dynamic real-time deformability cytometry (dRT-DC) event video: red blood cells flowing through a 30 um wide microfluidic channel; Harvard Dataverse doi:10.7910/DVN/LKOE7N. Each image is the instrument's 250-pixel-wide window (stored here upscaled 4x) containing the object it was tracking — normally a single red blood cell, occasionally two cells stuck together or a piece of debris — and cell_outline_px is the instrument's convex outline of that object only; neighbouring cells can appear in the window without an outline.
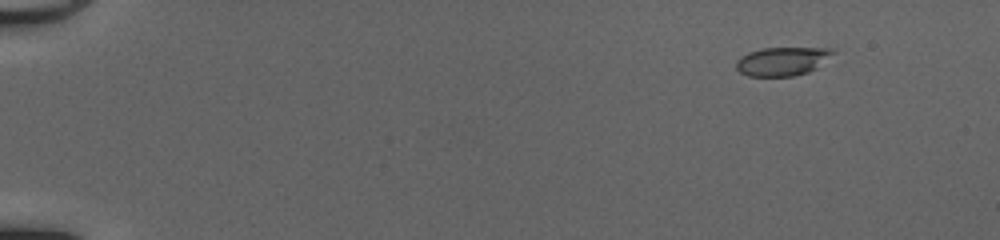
{"species": "common noctule bat (a hibernating species)", "species_latin": "Nyctalus noctula", "temperature_condition": "cold", "stored_images_in_passage": 52, "camera_frame_rate_fps": 3000, "um_per_image_px": 0.085, "animal": {"sex": "female", "body_mass_g": 20.0, "forearm_length_mm": 54.0}, "frame": {"image": 1, "passage_image": 7, "time_ms": 2.0, "image_size_px": [1000, 240], "cell_outline_px": [[836, 52], [816, 68], [808, 72], [792, 76], [748, 76], [740, 72], [736, 68], [736, 60], [740, 56], [748, 52], [760, 48], [832, 48]], "centroid_in_image_um": [66.47, 5.2], "position_along_channel_um": 18.5, "area_um2": 16.18}}
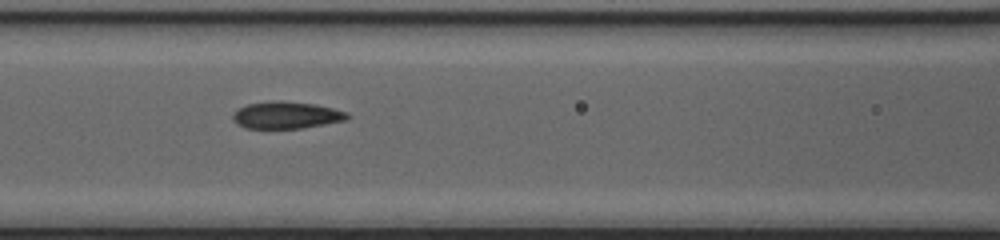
{"frame": {"image": 2, "passage_image": 26, "time_ms": 8.333, "image_size_px": [1000, 240], "cell_outline_px": [[352, 116], [348, 120], [304, 128], [244, 128], [236, 124], [232, 120], [232, 116], [240, 108], [248, 104], [280, 100], [316, 104], [348, 112]], "centroid_in_image_um": [24.4, 9.79], "position_along_channel_um": 142.2, "area_um2": 18.15}}
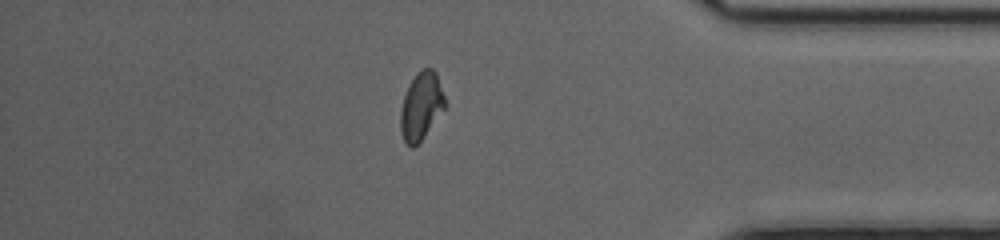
{"frame": {"image": 3, "passage_image": 46, "time_ms": 15.0, "image_size_px": [1000, 240], "cell_outline_px": [[448, 104], [424, 136], [412, 148], [404, 140], [400, 132], [400, 108], [408, 84], [416, 72], [424, 68], [432, 68], [436, 72]], "centroid_in_image_um": [35.81, 8.98], "position_along_channel_um": 399.4, "area_um2": 17.69}, "authors_computed_cell_mechanics": {"area_um2": 17.5423, "velocity_mm_per_s": 4.2041, "shape_relaxation_time_tau1_ms": 3.8381, "shape_relaxation_time_tau2_ms": 0.9522, "deformation_change_tau1": 0.1547, "deformation_change_tau2": 0.0602}}